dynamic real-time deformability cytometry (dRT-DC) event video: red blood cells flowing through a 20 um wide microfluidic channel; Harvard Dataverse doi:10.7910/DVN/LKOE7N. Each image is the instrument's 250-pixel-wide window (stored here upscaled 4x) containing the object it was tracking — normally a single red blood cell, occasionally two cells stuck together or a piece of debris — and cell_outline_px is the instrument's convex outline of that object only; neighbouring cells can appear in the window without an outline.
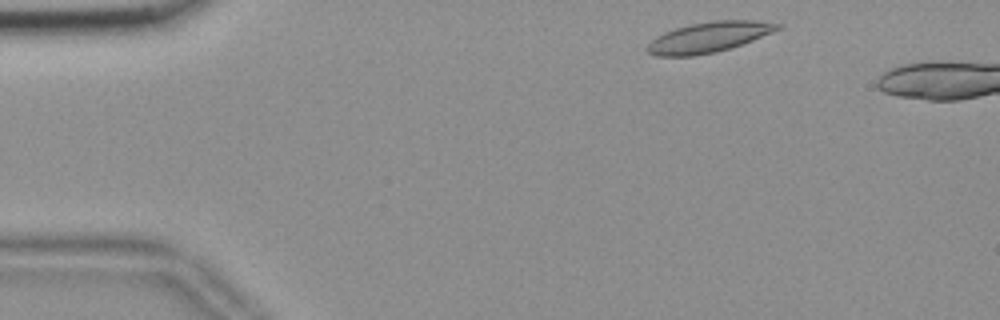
{"species": "common noctule bat (a hibernating species)", "species_latin": "Nyctalus noctula", "temperature_condition": "room temperature", "stored_images_in_passage": 7, "camera_frame_rate_fps": 3000, "um_per_image_px": 0.085, "animal": {"sex": "female", "body_mass_g": 18.4}, "frame": {"image": 1, "passage_image": 2, "time_ms": 0.333, "image_size_px": [1000, 320], "cell_outline_px": [[784, 24], [780, 28], [772, 32], [752, 40], [716, 52], [692, 56], [656, 56], [648, 52], [644, 48], [656, 36], [664, 32], [688, 24], [712, 20], [756, 20]], "centroid_in_image_um": [60.21, 3.15], "position_along_channel_um": 24.8, "area_um2": 23.06}}